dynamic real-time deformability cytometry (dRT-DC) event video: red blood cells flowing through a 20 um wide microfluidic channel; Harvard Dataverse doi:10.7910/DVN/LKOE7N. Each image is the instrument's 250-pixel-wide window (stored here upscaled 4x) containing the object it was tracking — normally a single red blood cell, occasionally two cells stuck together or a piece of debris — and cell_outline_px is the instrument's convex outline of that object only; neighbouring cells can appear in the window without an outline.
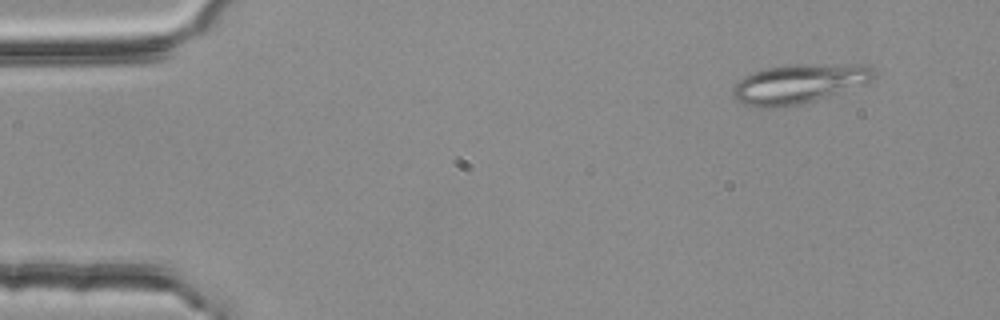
{"species": "common noctule bat (a hibernating species)", "species_latin": "Nyctalus noctula", "temperature_condition": "room temperature", "stored_images_in_passage": 54, "segment_of_instrument_passage": [1, 2], "camera_frame_rate_fps": 3000, "um_per_image_px": 0.085, "animal": {"sex": "female", "body_mass_g": 25.1}, "frame": {"image": 1, "passage_image": 5, "time_ms": 1.333, "image_size_px": [1000, 320], "cell_outline_px": [[876, 76], [872, 80], [828, 96], [816, 100], [800, 104], [776, 108], [760, 108], [744, 104], [736, 100], [732, 96], [732, 88], [744, 76], [752, 72], [784, 64], [852, 64], [872, 68], [876, 72]], "centroid_in_image_um": [67.85, 7.12], "position_along_channel_um": 17.2, "area_um2": 32.25}}